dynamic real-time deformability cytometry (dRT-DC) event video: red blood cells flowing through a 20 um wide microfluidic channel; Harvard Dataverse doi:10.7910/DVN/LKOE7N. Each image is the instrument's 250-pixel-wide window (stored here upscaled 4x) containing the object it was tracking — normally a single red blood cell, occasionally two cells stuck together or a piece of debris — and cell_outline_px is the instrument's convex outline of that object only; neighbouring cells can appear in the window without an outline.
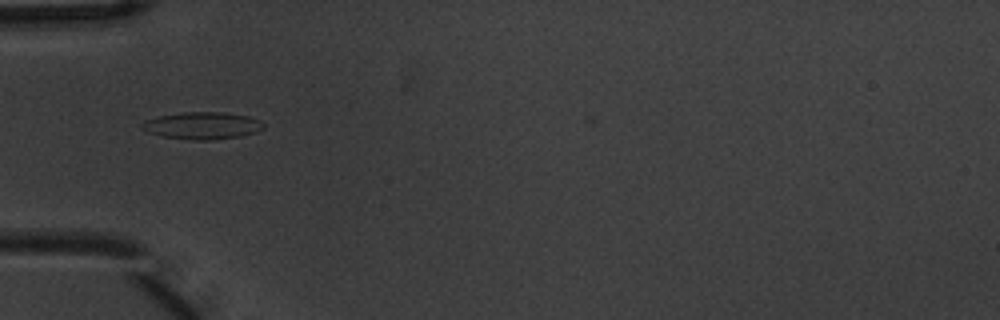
{"species": "common noctule bat (a hibernating species)", "species_latin": "Nyctalus noctula", "temperature_condition": "warm", "stored_images_in_passage": 7, "camera_frame_rate_fps": 3000, "um_per_image_px": 0.085, "animal": {"sex": "male", "body_mass_g": 20.1, "forearm_length_mm": 53.5}, "frame": {"image": 1, "passage_image": 2, "time_ms": 0.333, "image_size_px": [1000, 320], "cell_outline_px": [[264, 128], [256, 132], [240, 136], [212, 140], [192, 140], [164, 136], [148, 132], [140, 128], [140, 124], [144, 120], [160, 116], [184, 112], [224, 112], [248, 116], [260, 120], [264, 124]], "centroid_in_image_um": [17.2, 10.67], "position_along_channel_um": 67.8, "area_um2": 19.25}}
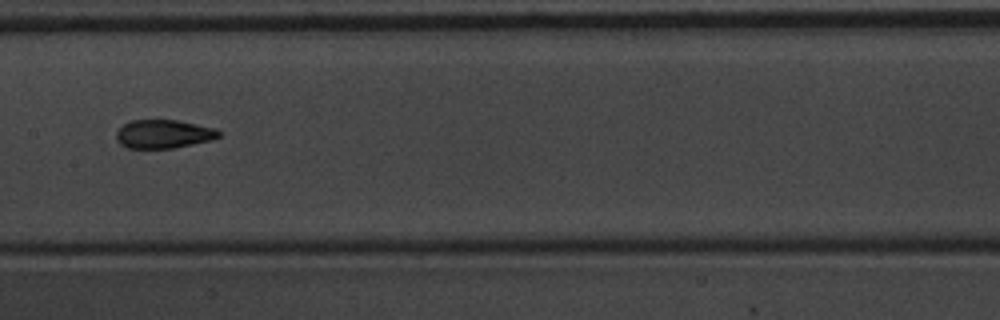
{"frame": {"image": 2, "passage_image": 5, "time_ms": 1.333, "image_size_px": [1000, 320], "cell_outline_px": [[220, 136], [212, 140], [172, 148], [128, 148], [120, 144], [116, 140], [116, 132], [124, 124], [132, 120], [176, 120], [216, 128], [220, 132]], "centroid_in_image_um": [13.9, 11.39], "position_along_channel_um": 193.5, "area_um2": 16.99}}
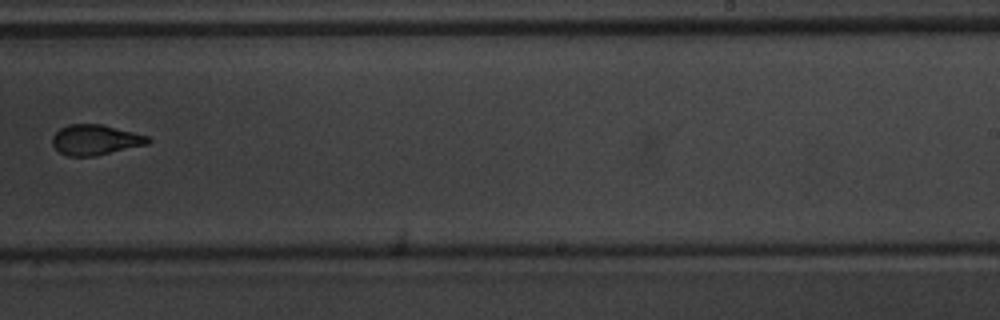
{"frame": {"image": 3, "passage_image": 7, "time_ms": 2.0, "image_size_px": [1000, 320], "cell_outline_px": [[152, 140], [148, 144], [96, 156], [68, 156], [60, 152], [52, 144], [52, 136], [60, 128], [68, 124], [104, 124], [148, 136]], "centroid_in_image_um": [8.11, 11.88], "position_along_channel_um": 280.9, "area_um2": 16.99}}